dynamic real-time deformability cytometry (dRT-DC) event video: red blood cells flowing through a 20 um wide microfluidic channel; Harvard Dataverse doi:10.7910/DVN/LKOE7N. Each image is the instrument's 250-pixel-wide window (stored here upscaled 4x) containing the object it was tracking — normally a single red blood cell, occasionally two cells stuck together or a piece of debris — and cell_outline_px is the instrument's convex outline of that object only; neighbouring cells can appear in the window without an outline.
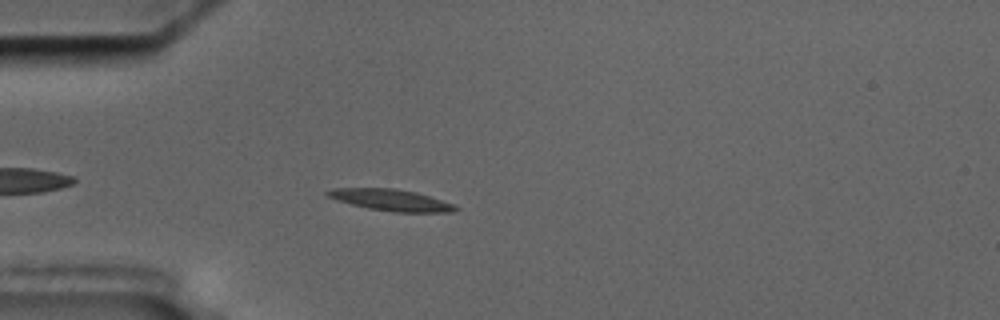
{"species": "common noctule bat (a hibernating species)", "species_latin": "Nyctalus noctula", "temperature_condition": "cold", "stored_images_in_passage": 46, "segment_of_instrument_passage": [1, 2], "camera_frame_rate_fps": 3000, "um_per_image_px": 0.085, "animal": {"sex": "male", "body_mass_g": 17.5, "forearm_length_mm": 52.3}, "frame": {"image": 1, "passage_image": 6, "time_ms": 1.667, "image_size_px": [1000, 320], "cell_outline_px": [[460, 208], [452, 212], [396, 212], [368, 208], [336, 200], [324, 196], [324, 192], [332, 188], [392, 188], [416, 192], [452, 204]], "centroid_in_image_um": [33.16, 16.99], "position_along_channel_um": 51.8, "area_um2": 15.9}}
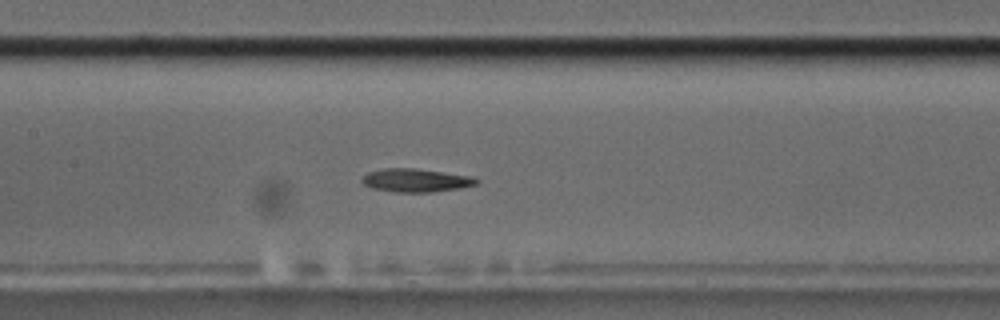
{"frame": {"image": 2, "passage_image": 17, "time_ms": 5.333, "image_size_px": [1000, 320], "cell_outline_px": [[480, 180], [476, 184], [460, 188], [432, 192], [396, 192], [372, 188], [364, 184], [360, 180], [368, 172], [384, 168], [416, 168], [472, 176]], "centroid_in_image_um": [35.35, 15.32], "position_along_channel_um": 172.0, "area_um2": 15.55}}
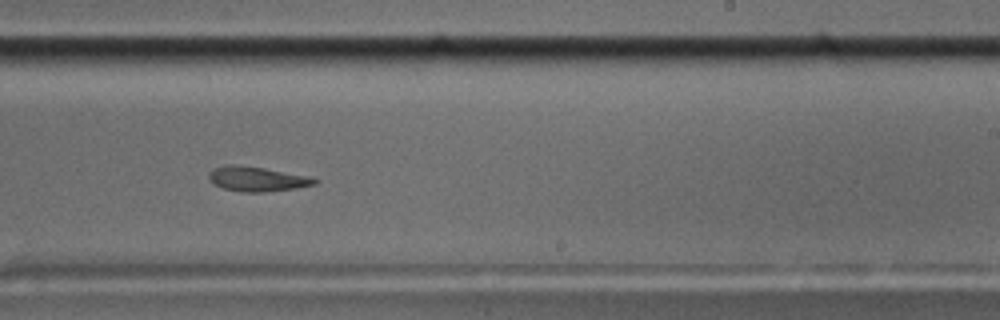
{"frame": {"image": 3, "passage_image": 25, "time_ms": 8.0, "image_size_px": [1000, 320], "cell_outline_px": [[320, 180], [316, 184], [296, 188], [264, 192], [240, 192], [224, 188], [212, 184], [208, 176], [208, 172], [216, 168], [228, 164], [232, 164], [264, 168], [308, 176]], "centroid_in_image_um": [21.84, 15.22], "position_along_channel_um": 267.2, "area_um2": 15.2}}